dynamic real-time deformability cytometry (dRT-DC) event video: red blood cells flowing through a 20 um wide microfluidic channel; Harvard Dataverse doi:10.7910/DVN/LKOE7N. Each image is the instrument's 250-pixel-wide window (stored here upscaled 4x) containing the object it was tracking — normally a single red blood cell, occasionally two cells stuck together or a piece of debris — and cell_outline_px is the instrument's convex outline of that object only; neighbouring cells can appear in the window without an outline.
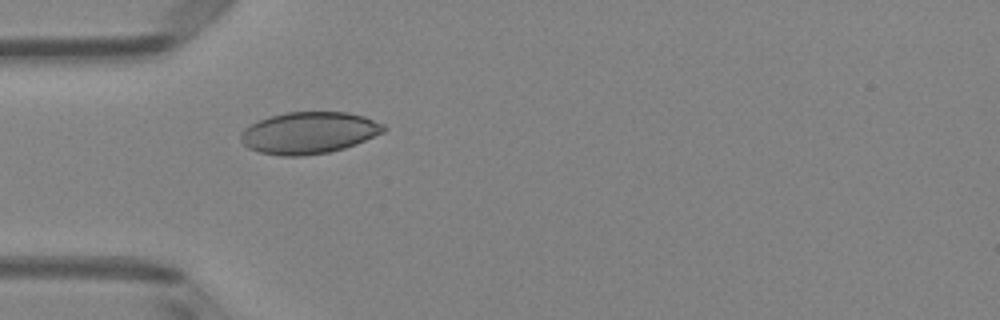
{"species": "Egyptian fruit bat (a non-hibernating species)", "species_latin": "Rousettus aegyptiacus", "temperature_condition": "room temperature", "stored_images_in_passage": 4, "camera_frame_rate_fps": 3000, "um_per_image_px": 0.085, "animal": {"sex": "female"}, "frame": {"image": 1, "passage_image": 4, "time_ms": 1.0, "image_size_px": [1000, 320], "cell_outline_px": [[388, 128], [384, 132], [356, 144], [344, 148], [328, 152], [304, 156], [280, 156], [260, 152], [248, 148], [244, 144], [240, 136], [240, 132], [244, 128], [260, 120], [272, 116], [288, 112], [348, 112], [364, 116], [384, 124]], "centroid_in_image_um": [26.28, 11.29], "position_along_channel_um": 58.7, "area_um2": 34.74}}